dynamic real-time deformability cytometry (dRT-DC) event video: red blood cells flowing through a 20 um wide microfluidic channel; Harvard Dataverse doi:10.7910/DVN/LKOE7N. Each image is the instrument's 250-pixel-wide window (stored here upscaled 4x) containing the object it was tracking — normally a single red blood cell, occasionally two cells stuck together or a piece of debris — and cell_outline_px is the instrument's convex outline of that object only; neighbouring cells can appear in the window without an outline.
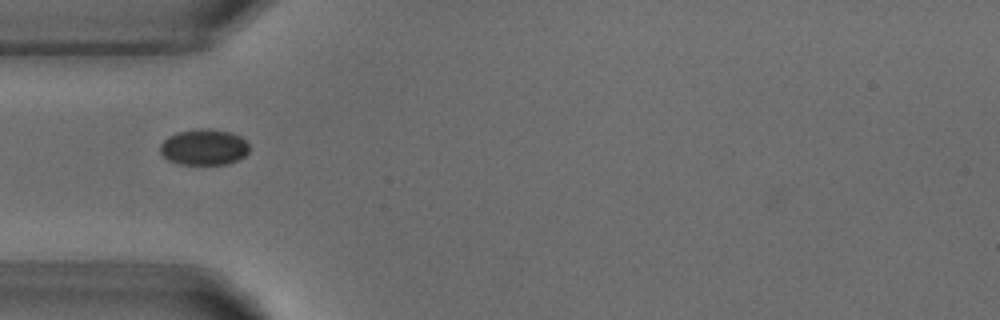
{"species": "common noctule bat (a hibernating species)", "species_latin": "Nyctalus noctula", "temperature_condition": "warm", "stored_images_in_passage": 3, "camera_frame_rate_fps": 3000, "um_per_image_px": 0.085, "animal": {"sex": "male", "body_mass_g": 18.8}, "frame": {"image": 1, "passage_image": 1, "time_ms": 0.0, "image_size_px": [1000, 320], "cell_outline_px": [[248, 152], [244, 156], [228, 164], [180, 164], [168, 160], [160, 152], [160, 144], [168, 136], [176, 132], [196, 128], [208, 128], [232, 132], [240, 136], [248, 144]], "centroid_in_image_um": [17.32, 12.49], "position_along_channel_um": 67.7, "area_um2": 18.79}}
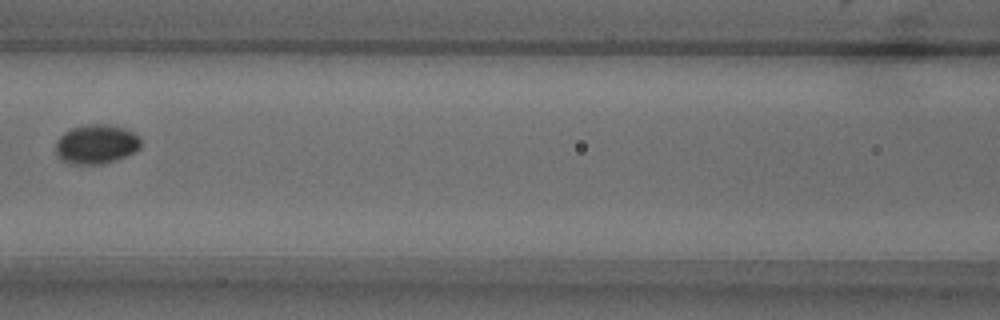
{"frame": {"image": 2, "passage_image": 3, "time_ms": 2.333, "image_size_px": [1000, 320], "cell_outline_px": [[140, 148], [136, 152], [116, 160], [100, 164], [72, 164], [56, 156], [56, 140], [64, 132], [72, 128], [88, 124], [108, 124], [124, 128], [140, 136]], "centroid_in_image_um": [8.19, 12.25], "position_along_channel_um": 158.4, "area_um2": 19.59}}